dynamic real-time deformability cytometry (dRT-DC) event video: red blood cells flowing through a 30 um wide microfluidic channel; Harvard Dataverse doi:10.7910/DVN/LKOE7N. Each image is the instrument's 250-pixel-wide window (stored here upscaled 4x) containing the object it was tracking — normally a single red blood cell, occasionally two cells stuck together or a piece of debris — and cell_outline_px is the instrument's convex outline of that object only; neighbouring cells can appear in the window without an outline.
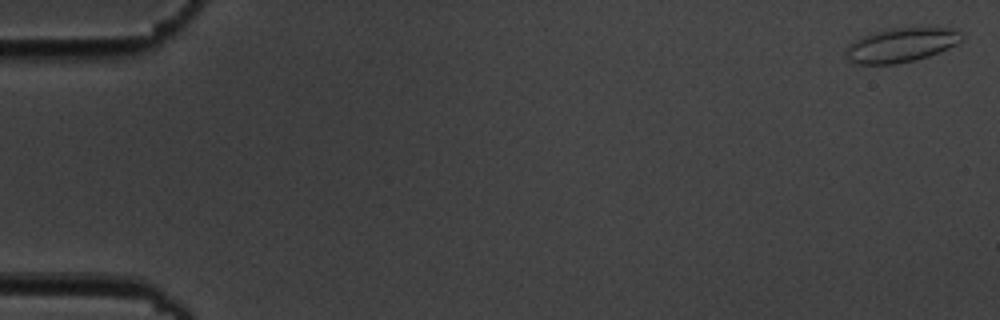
{"species": "common noctule bat (a hibernating species)", "species_latin": "Nyctalus noctula", "temperature_condition": "cold", "stored_images_in_passage": 5, "camera_frame_rate_fps": 3000, "um_per_image_px": 0.085, "animal": {"sex": "male", "body_mass_g": 19.5, "forearm_length_mm": 54.6}, "frame": {"image": 1, "passage_image": 1, "time_ms": 0.0, "image_size_px": [1000, 320], "cell_outline_px": [[964, 40], [940, 52], [916, 60], [892, 64], [856, 64], [848, 60], [844, 52], [844, 48], [848, 44], [864, 36], [876, 32], [896, 28], [956, 28], [964, 32]], "centroid_in_image_um": [76.63, 3.83], "position_along_channel_um": 8.4, "area_um2": 23.18}}
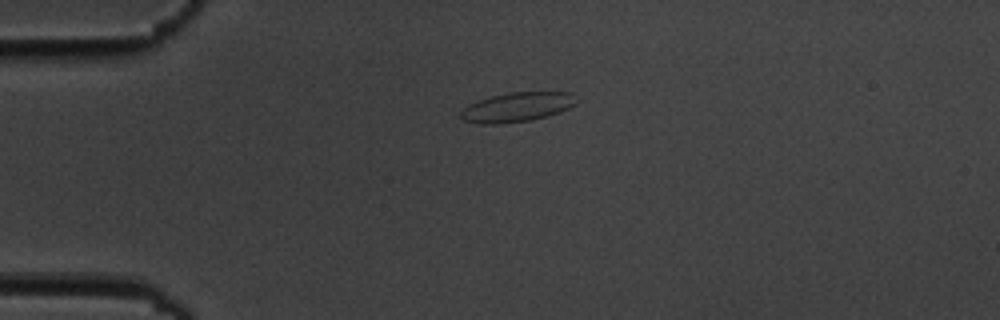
{"frame": {"image": 2, "passage_image": 4, "time_ms": 4.333, "image_size_px": [1000, 320], "cell_outline_px": [[580, 100], [576, 104], [560, 112], [548, 116], [532, 120], [500, 124], [480, 124], [464, 120], [460, 116], [460, 112], [468, 104], [492, 96], [508, 92], [572, 92]], "centroid_in_image_um": [44.0, 9.1], "position_along_channel_um": 41.0, "area_um2": 20.06}}